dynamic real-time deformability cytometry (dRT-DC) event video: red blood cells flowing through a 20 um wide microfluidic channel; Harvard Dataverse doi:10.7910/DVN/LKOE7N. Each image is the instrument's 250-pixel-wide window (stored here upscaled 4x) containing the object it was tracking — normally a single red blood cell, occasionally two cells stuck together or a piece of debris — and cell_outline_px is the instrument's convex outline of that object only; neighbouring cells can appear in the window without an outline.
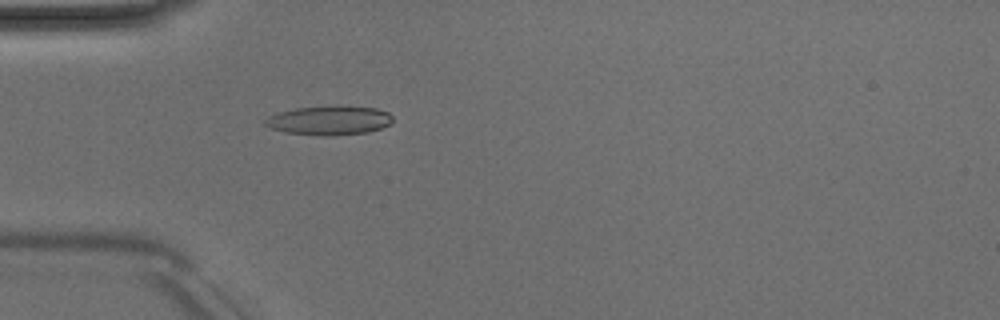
{"species": "Egyptian fruit bat (a non-hibernating species)", "species_latin": "Rousettus aegyptiacus", "temperature_condition": "room temperature", "stored_images_in_passage": 50, "camera_frame_rate_fps": 3000, "um_per_image_px": 0.085, "animal": {"sex": "male"}, "frame": {"image": 1, "passage_image": 15, "time_ms": 4.667, "image_size_px": [1000, 320], "cell_outline_px": [[392, 120], [388, 124], [380, 128], [368, 132], [332, 136], [324, 136], [284, 132], [272, 128], [264, 124], [264, 120], [268, 116], [276, 112], [296, 108], [336, 104], [376, 108], [388, 112], [392, 116]], "centroid_in_image_um": [27.96, 10.21], "position_along_channel_um": 57.0, "area_um2": 22.08}}
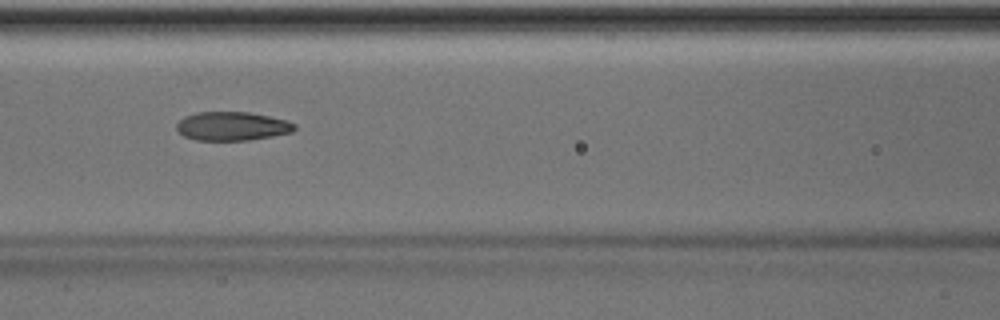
{"frame": {"image": 2, "passage_image": 22, "time_ms": 7.0, "image_size_px": [1000, 320], "cell_outline_px": [[296, 128], [292, 132], [272, 136], [248, 140], [196, 140], [184, 136], [176, 132], [176, 124], [184, 116], [196, 112], [248, 112], [268, 116], [284, 120], [296, 124]], "centroid_in_image_um": [19.68, 10.72], "position_along_channel_um": 146.9, "area_um2": 19.77}}
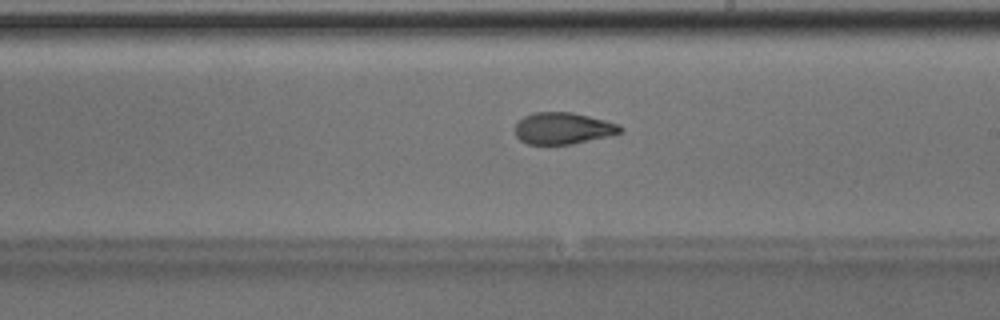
{"frame": {"image": 3, "passage_image": 29, "time_ms": 9.333, "image_size_px": [1000, 320], "cell_outline_px": [[624, 128], [620, 132], [608, 136], [572, 144], [528, 144], [520, 140], [516, 136], [516, 124], [524, 116], [532, 112], [572, 112], [620, 124]], "centroid_in_image_um": [47.85, 10.9], "position_along_channel_um": 241.1, "area_um2": 19.31}, "authors_computed_cell_mechanics": {"area_um2": 20.4901, "velocity_mm_per_s": 4.0638, "shape_relaxation_time_tau1_ms": 7.8679, "shape_relaxation_time_tau2_ms": 1.73, "deformation_change_tau1": 0.2357, "deformation_change_tau2": 0.0891}}